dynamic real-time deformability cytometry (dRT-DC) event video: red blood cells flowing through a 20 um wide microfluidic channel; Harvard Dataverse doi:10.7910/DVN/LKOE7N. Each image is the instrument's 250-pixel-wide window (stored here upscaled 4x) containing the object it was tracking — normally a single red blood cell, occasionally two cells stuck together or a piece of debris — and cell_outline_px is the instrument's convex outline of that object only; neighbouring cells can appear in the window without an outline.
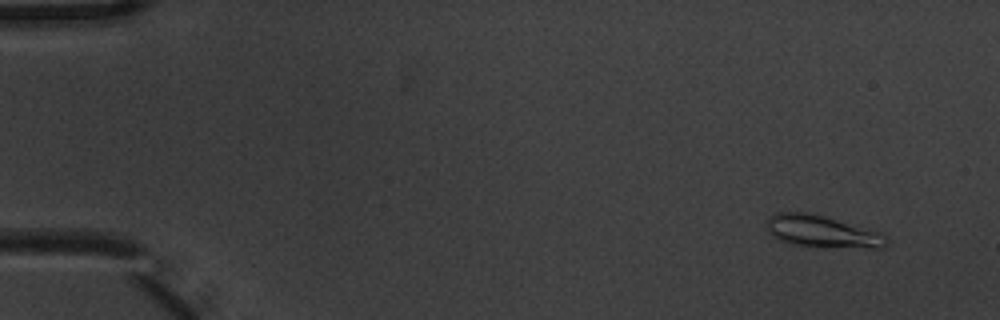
{"species": "common noctule bat (a hibernating species)", "species_latin": "Nyctalus noctula", "temperature_condition": "warm", "stored_images_in_passage": 5, "camera_frame_rate_fps": 3000, "um_per_image_px": 0.085, "animal": {"sex": "male", "body_mass_g": 20.1, "forearm_length_mm": 53.5}, "frame": {"image": 1, "passage_image": 2, "time_ms": 0.333, "image_size_px": [1000, 320], "cell_outline_px": [[888, 244], [884, 248], [868, 248], [788, 244], [776, 240], [768, 232], [764, 224], [768, 216], [776, 212], [808, 212], [824, 216], [880, 232], [888, 240]], "centroid_in_image_um": [69.79, 19.67], "position_along_channel_um": 15.2, "area_um2": 22.43}}